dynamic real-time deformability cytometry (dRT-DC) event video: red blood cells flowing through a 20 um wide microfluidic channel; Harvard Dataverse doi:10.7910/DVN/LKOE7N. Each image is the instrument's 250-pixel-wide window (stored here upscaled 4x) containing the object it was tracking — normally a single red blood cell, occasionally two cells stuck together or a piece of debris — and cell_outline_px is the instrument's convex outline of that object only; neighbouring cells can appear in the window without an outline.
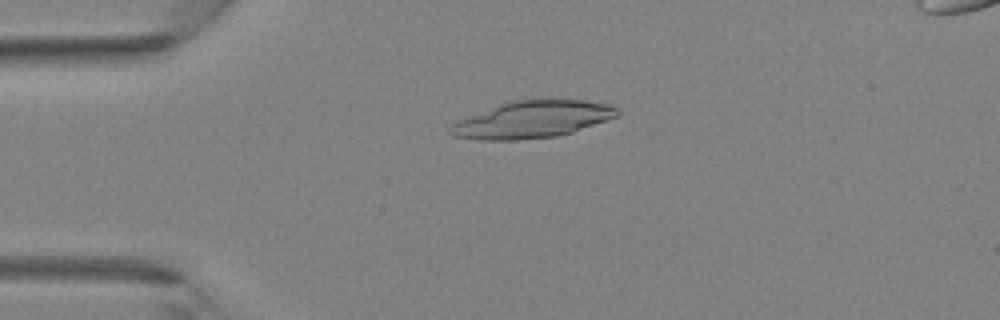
{"species": "Egyptian fruit bat (a non-hibernating species)", "species_latin": "Rousettus aegyptiacus", "temperature_condition": "room temperature", "stored_images_in_passage": 42, "camera_frame_rate_fps": 3000, "um_per_image_px": 0.085, "animal": {"sex": "female"}, "frame": {"image": 1, "passage_image": 10, "time_ms": 3.0, "image_size_px": [1000, 320], "cell_outline_px": [[620, 112], [616, 116], [608, 120], [572, 132], [556, 136], [516, 140], [480, 140], [452, 136], [448, 132], [448, 128], [456, 120], [500, 104], [516, 100], [588, 100], [612, 104], [620, 108]], "centroid_in_image_um": [45.25, 10.16], "position_along_channel_um": 39.7, "area_um2": 36.07}}
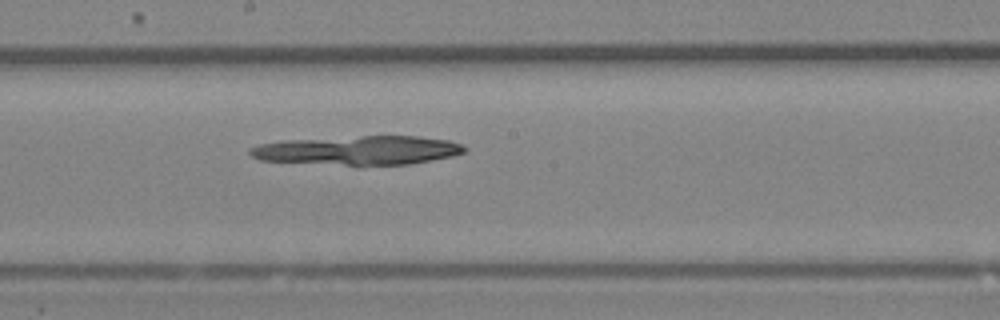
{"frame": {"image": 2, "passage_image": 23, "time_ms": 7.333, "image_size_px": [1000, 320], "cell_outline_px": [[468, 148], [464, 152], [452, 156], [432, 160], [408, 164], [360, 168], [356, 168], [260, 160], [252, 156], [248, 152], [248, 148], [260, 144], [280, 140], [360, 136], [420, 136], [448, 140], [464, 144]], "centroid_in_image_um": [30.41, 12.82], "position_along_channel_um": 217.8, "area_um2": 37.92}}
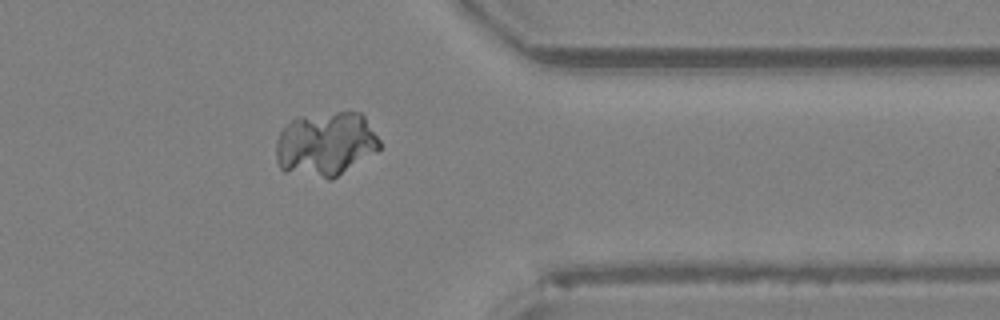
{"frame": {"image": 3, "passage_image": 34, "time_ms": 11.0, "image_size_px": [1000, 320], "cell_outline_px": [[380, 148], [376, 152], [332, 180], [328, 180], [284, 172], [280, 168], [276, 160], [276, 140], [284, 124], [300, 116], [336, 112], [360, 112], [364, 116], [380, 140]], "centroid_in_image_um": [27.65, 12.26], "position_along_channel_um": 383.7, "area_um2": 39.25}}